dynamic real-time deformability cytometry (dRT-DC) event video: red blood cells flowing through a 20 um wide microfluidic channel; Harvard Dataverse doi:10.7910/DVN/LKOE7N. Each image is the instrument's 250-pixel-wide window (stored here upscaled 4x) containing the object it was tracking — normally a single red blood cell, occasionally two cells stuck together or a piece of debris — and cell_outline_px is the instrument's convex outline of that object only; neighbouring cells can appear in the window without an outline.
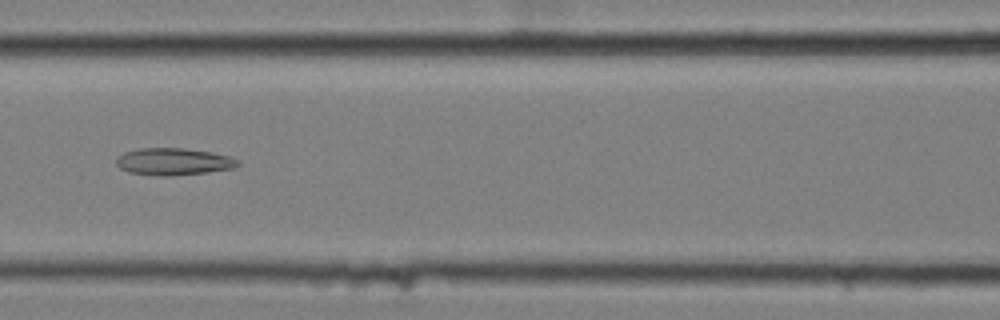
{"species": "common noctule bat (a hibernating species)", "species_latin": "Nyctalus noctula", "temperature_condition": "cold", "stored_images_in_passage": 10, "camera_frame_rate_fps": 3000, "um_per_image_px": 0.085, "animal": {"sex": "female", "body_mass_g": 25.1}, "frame": {"image": 1, "passage_image": 4, "time_ms": 1.0, "image_size_px": [1000, 320], "cell_outline_px": [[240, 164], [236, 168], [208, 172], [172, 176], [160, 176], [128, 172], [120, 168], [116, 164], [116, 156], [124, 152], [140, 148], [184, 148], [212, 152], [228, 156], [240, 160]], "centroid_in_image_um": [14.76, 13.74], "position_along_channel_um": 151.8, "area_um2": 19.42}}
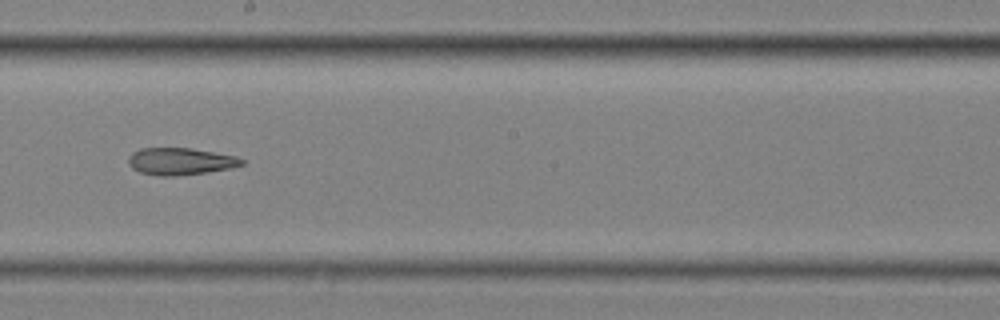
{"frame": {"image": 2, "passage_image": 6, "time_ms": 1.667, "image_size_px": [1000, 320], "cell_outline_px": [[244, 164], [232, 168], [208, 172], [176, 176], [160, 176], [140, 172], [132, 168], [128, 164], [128, 156], [132, 152], [140, 148], [192, 148], [236, 156], [244, 160]], "centroid_in_image_um": [15.32, 13.71], "position_along_channel_um": 232.9, "area_um2": 18.03}}
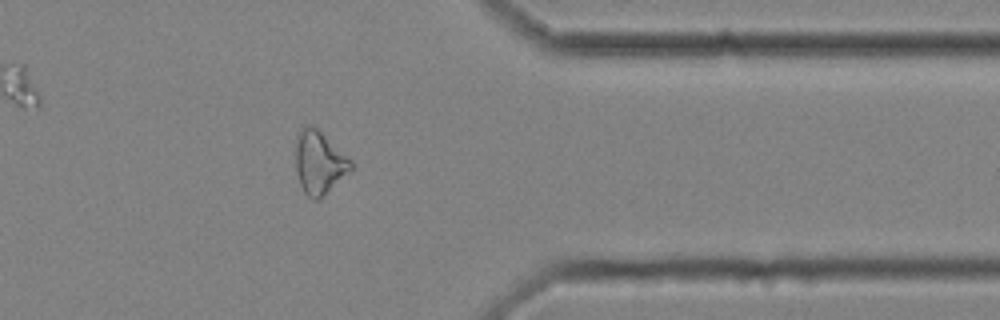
{"frame": {"image": 3, "passage_image": 10, "time_ms": 3.0, "image_size_px": [1000, 320], "cell_outline_px": [[352, 168], [316, 200], [312, 200], [304, 192], [300, 184], [296, 168], [296, 132], [304, 124], [312, 124], [352, 160]], "centroid_in_image_um": [27.08, 13.74], "position_along_channel_um": 384.3, "area_um2": 19.88}}